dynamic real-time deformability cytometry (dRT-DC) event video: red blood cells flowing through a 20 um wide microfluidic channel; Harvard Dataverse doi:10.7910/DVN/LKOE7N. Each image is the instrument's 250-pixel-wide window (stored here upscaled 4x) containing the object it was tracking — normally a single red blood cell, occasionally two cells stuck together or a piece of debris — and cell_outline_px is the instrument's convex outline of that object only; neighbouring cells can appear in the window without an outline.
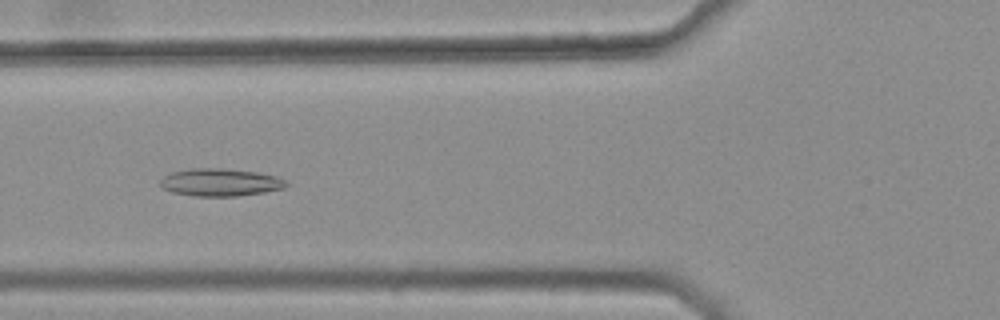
{"species": "common noctule bat (a hibernating species)", "species_latin": "Nyctalus noctula", "temperature_condition": "warm", "stored_images_in_passage": 38, "camera_frame_rate_fps": 3000, "um_per_image_px": 0.085, "animal": {"sex": "female", "body_mass_g": 25.1}, "frame": {"image": 1, "passage_image": 13, "time_ms": 4.0, "image_size_px": [1000, 320], "cell_outline_px": [[288, 184], [284, 188], [264, 192], [240, 196], [192, 196], [172, 192], [164, 188], [160, 184], [160, 180], [164, 176], [172, 172], [188, 168], [224, 168], [256, 172], [276, 176], [284, 180]], "centroid_in_image_um": [18.71, 15.5], "position_along_channel_um": 107.1, "area_um2": 20.29}}
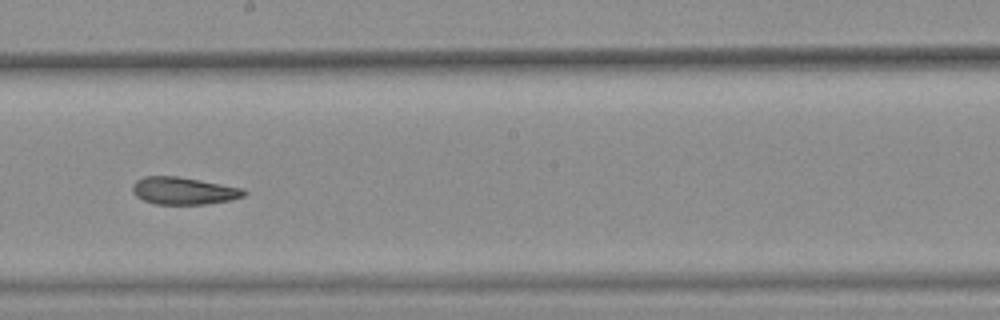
{"frame": {"image": 2, "passage_image": 23, "time_ms": 7.333, "image_size_px": [1000, 320], "cell_outline_px": [[248, 192], [244, 196], [232, 200], [208, 204], [156, 204], [144, 200], [136, 196], [132, 192], [132, 184], [136, 180], [144, 176], [176, 176], [200, 180], [244, 188]], "centroid_in_image_um": [15.62, 16.22], "position_along_channel_um": 232.6, "area_um2": 17.92}}
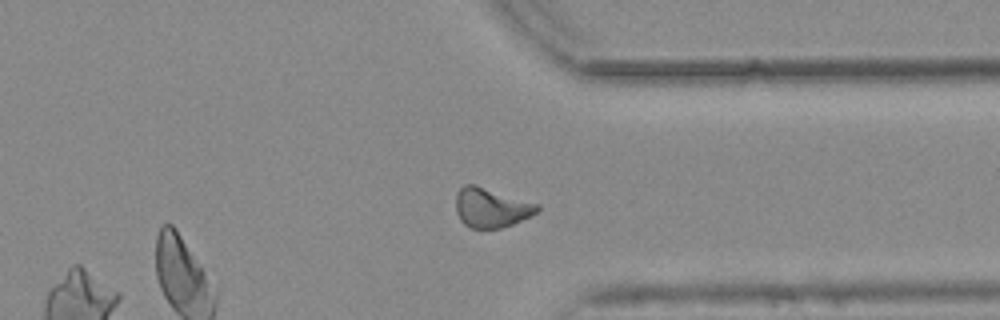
{"frame": {"image": 3, "passage_image": 34, "time_ms": 11.0, "image_size_px": [1000, 320], "cell_outline_px": [[540, 208], [532, 216], [512, 224], [500, 228], [468, 228], [460, 220], [456, 212], [456, 192], [464, 184], [476, 184], [540, 204]], "centroid_in_image_um": [41.74, 17.64], "position_along_channel_um": 369.7, "area_um2": 19.02}, "authors_computed_cell_mechanics": {"area_um2": 18.6405, "velocity_mm_per_s": 3.7723, "shape_relaxation_time_tau1_ms": null, "shape_relaxation_time_tau2_ms": 4.4069, "deformation_change_tau1": null, "deformation_change_tau2": 0.1115}}